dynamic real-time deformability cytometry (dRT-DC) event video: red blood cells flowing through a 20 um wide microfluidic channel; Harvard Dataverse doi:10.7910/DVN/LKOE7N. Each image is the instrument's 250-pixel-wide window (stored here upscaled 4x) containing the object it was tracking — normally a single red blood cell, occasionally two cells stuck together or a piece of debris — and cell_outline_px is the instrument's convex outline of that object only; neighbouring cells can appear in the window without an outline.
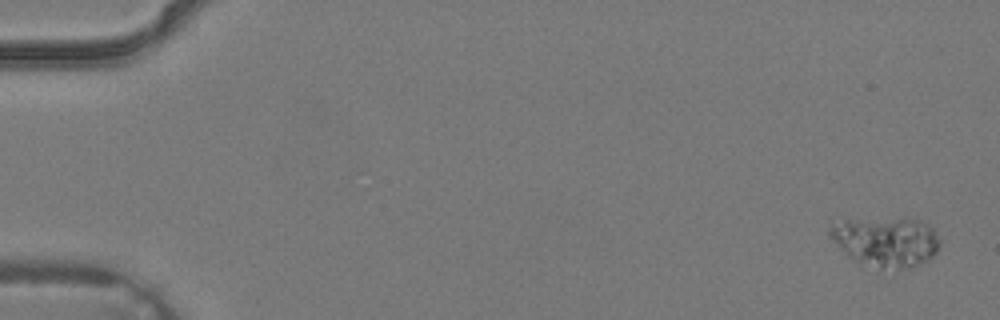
{"species": "common noctule bat (a hibernating species)", "species_latin": "Nyctalus noctula", "temperature_condition": "warm", "stored_images_in_passage": 3, "camera_frame_rate_fps": 3000, "um_per_image_px": 0.085, "animal": {"sex": "male", "body_mass_g": 19.2, "forearm_length_mm": 51.8}, "frame": {"image": 1, "passage_image": 1, "time_ms": 0.0, "image_size_px": [1000, 320], "cell_outline_px": [[940, 244], [936, 252], [932, 256], [920, 264], [908, 268], [880, 272], [848, 256], [828, 236], [828, 232], [832, 224], [844, 220], [908, 216], [920, 220], [932, 228], [940, 240]], "centroid_in_image_um": [75.31, 20.54], "position_along_channel_um": 9.7, "area_um2": 32.83}}
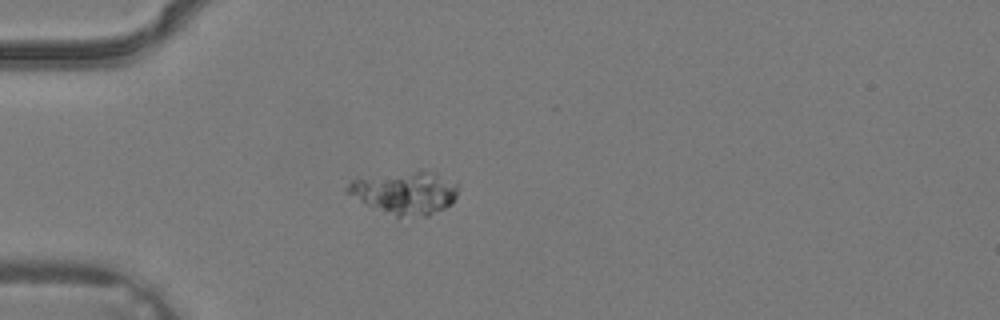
{"frame": {"image": 2, "passage_image": 3, "time_ms": 0.667, "image_size_px": [1000, 320], "cell_outline_px": [[460, 184], [456, 196], [452, 204], [428, 216], [396, 216], [372, 208], [364, 204], [344, 192], [344, 188], [352, 180], [420, 168], [432, 172]], "centroid_in_image_um": [34.43, 16.36], "position_along_channel_um": 50.6, "area_um2": 28.03}}